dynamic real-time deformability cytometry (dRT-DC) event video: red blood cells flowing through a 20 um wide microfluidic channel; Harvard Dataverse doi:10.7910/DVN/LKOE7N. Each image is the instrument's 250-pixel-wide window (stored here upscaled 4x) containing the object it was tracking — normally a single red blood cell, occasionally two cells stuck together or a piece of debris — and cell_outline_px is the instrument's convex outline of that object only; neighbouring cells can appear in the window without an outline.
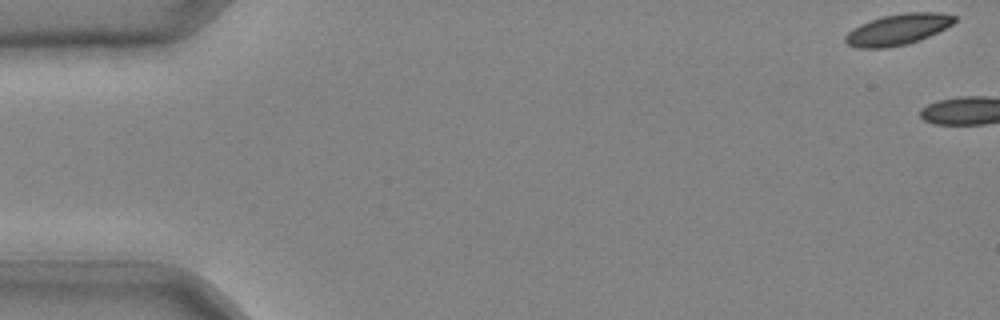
{"species": "common noctule bat (a hibernating species)", "species_latin": "Nyctalus noctula", "temperature_condition": "cold", "stored_images_in_passage": 3, "camera_frame_rate_fps": 3000, "um_per_image_px": 0.085, "animal": {"sex": "male", "body_mass_g": 20.4}, "frame": {"image": 1, "passage_image": 1, "time_ms": 0.0, "image_size_px": [1000, 320], "cell_outline_px": [[956, 20], [952, 24], [920, 40], [908, 44], [888, 48], [856, 48], [848, 44], [844, 40], [844, 36], [852, 28], [860, 24], [884, 16], [904, 12], [940, 12], [956, 16]], "centroid_in_image_um": [76.29, 2.51], "position_along_channel_um": 8.7, "area_um2": 19.71}}